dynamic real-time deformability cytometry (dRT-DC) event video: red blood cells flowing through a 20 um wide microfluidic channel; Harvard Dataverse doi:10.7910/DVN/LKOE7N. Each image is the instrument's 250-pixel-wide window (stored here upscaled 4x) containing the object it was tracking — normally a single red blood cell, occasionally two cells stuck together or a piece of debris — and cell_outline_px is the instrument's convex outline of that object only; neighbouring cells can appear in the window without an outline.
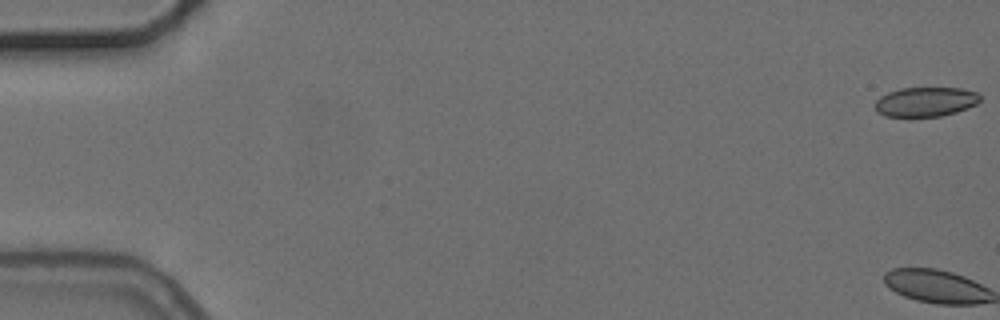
{"species": "common noctule bat (a hibernating species)", "species_latin": "Nyctalus noctula", "temperature_condition": "cold", "stored_images_in_passage": 6, "camera_frame_rate_fps": 3000, "um_per_image_px": 0.085, "animal": {"sex": "female", "body_mass_g": 24.6, "forearm_length_mm": 56.2}, "frame": {"image": 1, "passage_image": 1, "time_ms": 0.0, "image_size_px": [1000, 320], "cell_outline_px": [[980, 100], [976, 104], [968, 108], [956, 112], [940, 116], [912, 120], [884, 116], [876, 112], [876, 100], [880, 96], [888, 92], [900, 88], [960, 88], [976, 92], [980, 96]], "centroid_in_image_um": [78.61, 8.71], "position_along_channel_um": 6.4, "area_um2": 18.79}}